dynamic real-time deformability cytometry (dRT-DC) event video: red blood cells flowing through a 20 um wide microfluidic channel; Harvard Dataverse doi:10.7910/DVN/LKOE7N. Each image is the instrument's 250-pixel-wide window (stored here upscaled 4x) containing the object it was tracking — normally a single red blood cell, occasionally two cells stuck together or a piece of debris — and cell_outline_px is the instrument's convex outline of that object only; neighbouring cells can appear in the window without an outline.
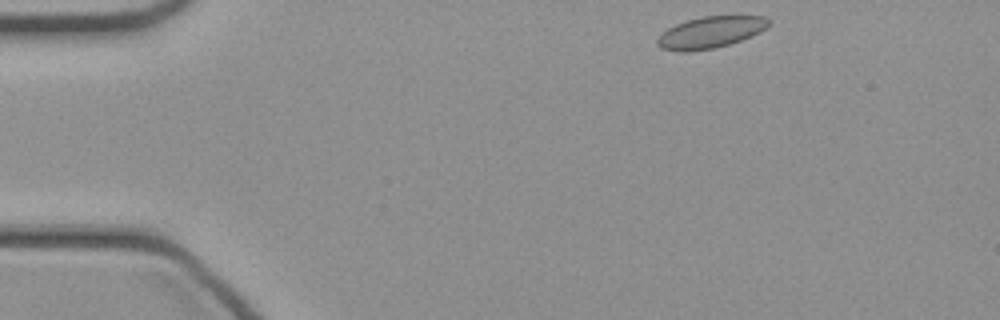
{"species": "common noctule bat (a hibernating species)", "species_latin": "Nyctalus noctula", "temperature_condition": "cold", "stored_images_in_passage": 41, "camera_frame_rate_fps": 3000, "um_per_image_px": 0.085, "animal": {"sex": "female", "body_mass_g": 21.9}, "frame": {"image": 1, "passage_image": 1, "time_ms": 0.0, "image_size_px": [1000, 320], "cell_outline_px": [[772, 20], [760, 32], [752, 36], [716, 48], [688, 52], [680, 52], [660, 48], [656, 44], [656, 40], [660, 32], [676, 24], [688, 20], [704, 16], [764, 16]], "centroid_in_image_um": [60.34, 2.76], "position_along_channel_um": 24.7, "area_um2": 20.58}}
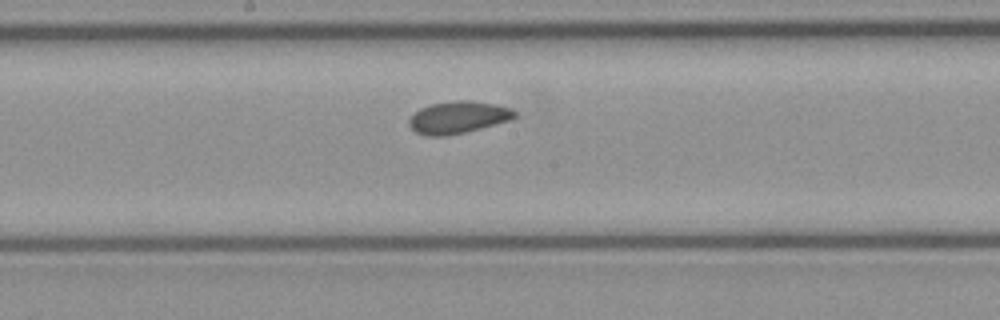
{"frame": {"image": 2, "passage_image": 19, "time_ms": 6.0, "image_size_px": [1000, 320], "cell_outline_px": [[516, 116], [512, 120], [464, 132], [444, 136], [424, 136], [416, 132], [408, 124], [408, 120], [420, 108], [432, 104], [456, 100], [472, 100], [496, 104], [512, 108], [516, 112]], "centroid_in_image_um": [38.96, 9.97], "position_along_channel_um": 209.2, "area_um2": 19.83}}
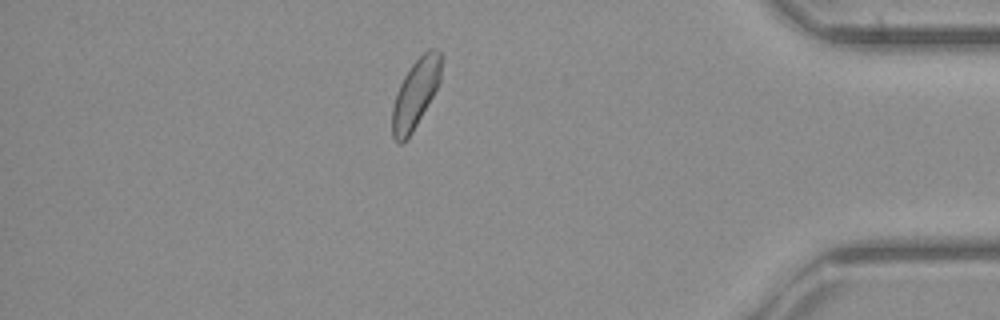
{"frame": {"image": 3, "passage_image": 35, "time_ms": 11.333, "image_size_px": [1000, 320], "cell_outline_px": [[444, 56], [440, 80], [432, 96], [412, 132], [400, 144], [396, 144], [392, 136], [392, 108], [396, 92], [404, 76], [412, 64], [428, 48], [436, 48]], "centroid_in_image_um": [35.33, 7.91], "position_along_channel_um": 399.9, "area_um2": 19.65}}